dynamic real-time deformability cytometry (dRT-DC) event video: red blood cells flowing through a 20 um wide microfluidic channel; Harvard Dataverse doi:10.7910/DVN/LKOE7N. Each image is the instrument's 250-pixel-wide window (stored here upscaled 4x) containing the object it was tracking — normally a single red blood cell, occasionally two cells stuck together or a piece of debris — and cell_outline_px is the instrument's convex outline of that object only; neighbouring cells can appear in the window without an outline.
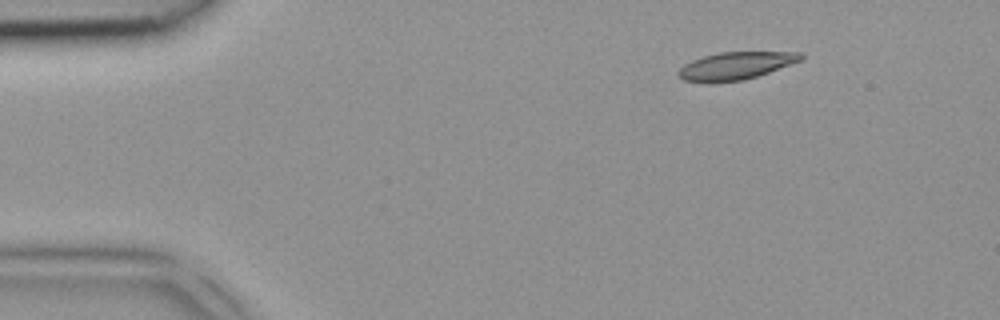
{"species": "common noctule bat (a hibernating species)", "species_latin": "Nyctalus noctula", "temperature_condition": "room temperature", "stored_images_in_passage": 2, "camera_frame_rate_fps": 3000, "um_per_image_px": 0.085, "animal": {"sex": "female", "body_mass_g": 18.4}, "frame": {"image": 1, "passage_image": 1, "time_ms": 0.0, "image_size_px": [1000, 320], "cell_outline_px": [[804, 60], [744, 80], [684, 80], [676, 72], [684, 64], [692, 60], [704, 56], [720, 52], [804, 52]], "centroid_in_image_um": [62.63, 5.54], "position_along_channel_um": 22.4, "area_um2": 19.07}}